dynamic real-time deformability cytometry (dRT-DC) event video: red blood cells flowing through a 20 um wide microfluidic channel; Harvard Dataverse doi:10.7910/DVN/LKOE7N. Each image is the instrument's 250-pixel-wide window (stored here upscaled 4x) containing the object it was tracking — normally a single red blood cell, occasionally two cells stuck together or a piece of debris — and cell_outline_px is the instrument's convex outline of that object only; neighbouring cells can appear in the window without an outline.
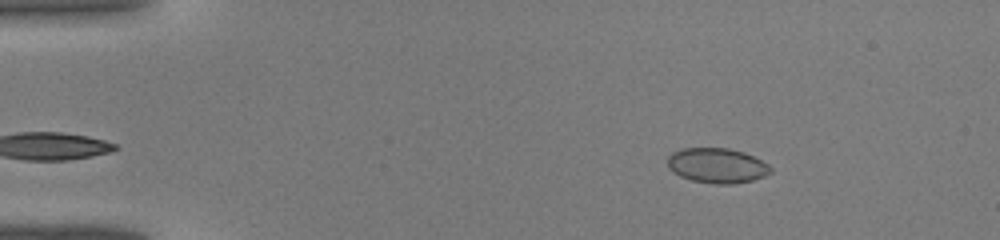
{"species": "common noctule bat (a hibernating species)", "species_latin": "Nyctalus noctula", "temperature_condition": "warm", "stored_images_in_passage": 38, "camera_frame_rate_fps": 3000, "um_per_image_px": 0.085, "animal": {"sex": "male", "body_mass_g": 19.0, "forearm_length_mm": 50.8}, "frame": {"image": 1, "passage_image": 2, "time_ms": 0.333, "image_size_px": [1000, 240], "cell_outline_px": [[772, 172], [764, 176], [752, 180], [732, 184], [716, 184], [692, 180], [680, 176], [672, 172], [668, 168], [668, 156], [672, 152], [680, 148], [728, 148], [744, 152], [768, 164], [772, 168]], "centroid_in_image_um": [60.93, 14.07], "position_along_channel_um": 24.1, "area_um2": 21.04}}
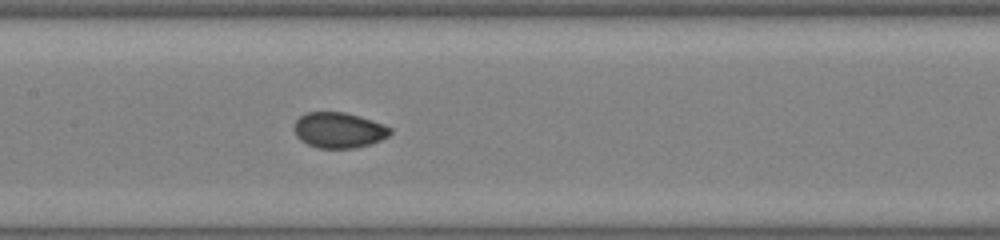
{"frame": {"image": 2, "passage_image": 17, "time_ms": 5.333, "image_size_px": [1000, 240], "cell_outline_px": [[392, 132], [388, 136], [380, 140], [368, 144], [352, 148], [320, 148], [308, 144], [300, 140], [296, 136], [296, 120], [300, 116], [308, 112], [344, 112], [360, 116], [384, 124], [392, 128]], "centroid_in_image_um": [28.82, 11.05], "position_along_channel_um": 178.6, "area_um2": 19.71}}
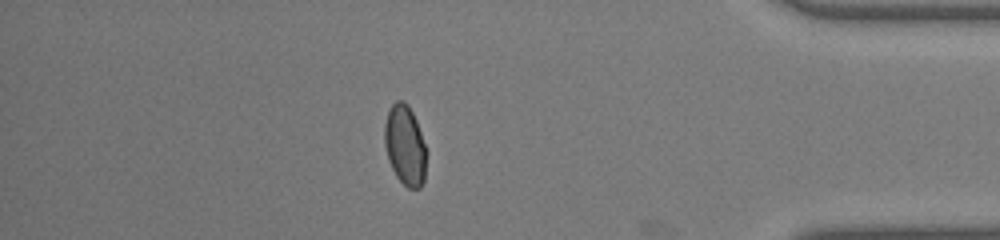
{"frame": {"image": 3, "passage_image": 33, "time_ms": 10.667, "image_size_px": [1000, 240], "cell_outline_px": [[424, 180], [420, 188], [408, 188], [396, 176], [388, 160], [384, 144], [384, 124], [388, 112], [392, 104], [396, 100], [404, 100], [408, 104], [416, 120], [424, 144]], "centroid_in_image_um": [34.38, 12.32], "position_along_channel_um": 400.8, "area_um2": 19.19}}